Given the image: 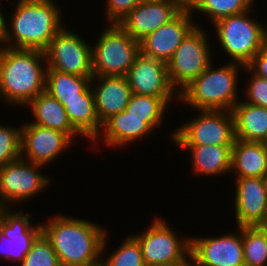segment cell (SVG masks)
Here are the masks:
<instances>
[{"mask_svg":"<svg viewBox=\"0 0 267 266\" xmlns=\"http://www.w3.org/2000/svg\"><path fill=\"white\" fill-rule=\"evenodd\" d=\"M49 221L41 225V233L50 242L61 266H101L99 256L107 245L106 229L66 215Z\"/></svg>","mask_w":267,"mask_h":266,"instance_id":"6da1fadb","label":"cell"},{"mask_svg":"<svg viewBox=\"0 0 267 266\" xmlns=\"http://www.w3.org/2000/svg\"><path fill=\"white\" fill-rule=\"evenodd\" d=\"M44 60V61H43ZM45 52L0 47V96L13 104L27 105L45 91Z\"/></svg>","mask_w":267,"mask_h":266,"instance_id":"7a4b0ae2","label":"cell"},{"mask_svg":"<svg viewBox=\"0 0 267 266\" xmlns=\"http://www.w3.org/2000/svg\"><path fill=\"white\" fill-rule=\"evenodd\" d=\"M17 2L9 24L11 31L5 25L4 44L0 47L45 51L51 40L63 28L60 8L58 9V5L52 0ZM12 40H15V44L8 45Z\"/></svg>","mask_w":267,"mask_h":266,"instance_id":"3957f363","label":"cell"},{"mask_svg":"<svg viewBox=\"0 0 267 266\" xmlns=\"http://www.w3.org/2000/svg\"><path fill=\"white\" fill-rule=\"evenodd\" d=\"M230 64L214 69L210 64L205 71L188 84L181 92H176L175 99L186 102L197 110H225L232 111L237 103L238 94V66ZM178 97V98H177Z\"/></svg>","mask_w":267,"mask_h":266,"instance_id":"277c9868","label":"cell"},{"mask_svg":"<svg viewBox=\"0 0 267 266\" xmlns=\"http://www.w3.org/2000/svg\"><path fill=\"white\" fill-rule=\"evenodd\" d=\"M93 47V76H126L140 54V42L119 24H109Z\"/></svg>","mask_w":267,"mask_h":266,"instance_id":"5b68a950","label":"cell"},{"mask_svg":"<svg viewBox=\"0 0 267 266\" xmlns=\"http://www.w3.org/2000/svg\"><path fill=\"white\" fill-rule=\"evenodd\" d=\"M249 11L231 15L216 21V28L220 45L235 63L247 66L253 57L264 46L267 27L251 20L247 16Z\"/></svg>","mask_w":267,"mask_h":266,"instance_id":"8992f818","label":"cell"},{"mask_svg":"<svg viewBox=\"0 0 267 266\" xmlns=\"http://www.w3.org/2000/svg\"><path fill=\"white\" fill-rule=\"evenodd\" d=\"M178 145H234L235 128L232 111L201 110L200 115L172 133Z\"/></svg>","mask_w":267,"mask_h":266,"instance_id":"52a82bcc","label":"cell"},{"mask_svg":"<svg viewBox=\"0 0 267 266\" xmlns=\"http://www.w3.org/2000/svg\"><path fill=\"white\" fill-rule=\"evenodd\" d=\"M208 40L207 34L197 25L167 62L168 77L175 90L181 86V92L212 64Z\"/></svg>","mask_w":267,"mask_h":266,"instance_id":"ba28073f","label":"cell"},{"mask_svg":"<svg viewBox=\"0 0 267 266\" xmlns=\"http://www.w3.org/2000/svg\"><path fill=\"white\" fill-rule=\"evenodd\" d=\"M163 221L155 218L147 231L133 236L140 245L146 266L174 265L190 255V239L178 240L175 232Z\"/></svg>","mask_w":267,"mask_h":266,"instance_id":"9c48e42d","label":"cell"},{"mask_svg":"<svg viewBox=\"0 0 267 266\" xmlns=\"http://www.w3.org/2000/svg\"><path fill=\"white\" fill-rule=\"evenodd\" d=\"M39 167L43 166L25 157L0 167V213H10L7 203L24 201L46 188L50 179L37 170Z\"/></svg>","mask_w":267,"mask_h":266,"instance_id":"30bf717a","label":"cell"},{"mask_svg":"<svg viewBox=\"0 0 267 266\" xmlns=\"http://www.w3.org/2000/svg\"><path fill=\"white\" fill-rule=\"evenodd\" d=\"M44 52L46 67L82 77H93L91 45L65 26Z\"/></svg>","mask_w":267,"mask_h":266,"instance_id":"8fae6325","label":"cell"},{"mask_svg":"<svg viewBox=\"0 0 267 266\" xmlns=\"http://www.w3.org/2000/svg\"><path fill=\"white\" fill-rule=\"evenodd\" d=\"M186 6L183 0H141L118 24L140 42L174 19Z\"/></svg>","mask_w":267,"mask_h":266,"instance_id":"7c38bea8","label":"cell"},{"mask_svg":"<svg viewBox=\"0 0 267 266\" xmlns=\"http://www.w3.org/2000/svg\"><path fill=\"white\" fill-rule=\"evenodd\" d=\"M126 77L133 94L161 97L167 104L176 96L168 77L167 63L162 60L140 53Z\"/></svg>","mask_w":267,"mask_h":266,"instance_id":"4fadbf2b","label":"cell"},{"mask_svg":"<svg viewBox=\"0 0 267 266\" xmlns=\"http://www.w3.org/2000/svg\"><path fill=\"white\" fill-rule=\"evenodd\" d=\"M192 11L186 6L174 19L140 41V53L167 63L185 37L197 26Z\"/></svg>","mask_w":267,"mask_h":266,"instance_id":"5bb4252c","label":"cell"},{"mask_svg":"<svg viewBox=\"0 0 267 266\" xmlns=\"http://www.w3.org/2000/svg\"><path fill=\"white\" fill-rule=\"evenodd\" d=\"M239 234L228 233L215 238H190V254L198 266H245L242 226Z\"/></svg>","mask_w":267,"mask_h":266,"instance_id":"9a60e30c","label":"cell"},{"mask_svg":"<svg viewBox=\"0 0 267 266\" xmlns=\"http://www.w3.org/2000/svg\"><path fill=\"white\" fill-rule=\"evenodd\" d=\"M30 218L21 212L0 213V253L4 255L3 259L21 263L41 234V225L33 226Z\"/></svg>","mask_w":267,"mask_h":266,"instance_id":"2e32d148","label":"cell"},{"mask_svg":"<svg viewBox=\"0 0 267 266\" xmlns=\"http://www.w3.org/2000/svg\"><path fill=\"white\" fill-rule=\"evenodd\" d=\"M21 128V157L25 153L29 162L42 166L53 161L72 142L66 133L56 129L30 122Z\"/></svg>","mask_w":267,"mask_h":266,"instance_id":"e0dca14e","label":"cell"},{"mask_svg":"<svg viewBox=\"0 0 267 266\" xmlns=\"http://www.w3.org/2000/svg\"><path fill=\"white\" fill-rule=\"evenodd\" d=\"M235 214L238 227L258 226L267 214V178L236 179Z\"/></svg>","mask_w":267,"mask_h":266,"instance_id":"ac0fdd59","label":"cell"},{"mask_svg":"<svg viewBox=\"0 0 267 266\" xmlns=\"http://www.w3.org/2000/svg\"><path fill=\"white\" fill-rule=\"evenodd\" d=\"M95 79L99 83L92 89L97 114L102 124L110 116L125 110L132 92L126 76H93L92 81H96Z\"/></svg>","mask_w":267,"mask_h":266,"instance_id":"d6986e66","label":"cell"},{"mask_svg":"<svg viewBox=\"0 0 267 266\" xmlns=\"http://www.w3.org/2000/svg\"><path fill=\"white\" fill-rule=\"evenodd\" d=\"M163 118H136L125 111L114 114L102 123V133L105 131V143L121 146L131 143L152 132L157 125H161ZM104 129V130H103Z\"/></svg>","mask_w":267,"mask_h":266,"instance_id":"ffe728a7","label":"cell"},{"mask_svg":"<svg viewBox=\"0 0 267 266\" xmlns=\"http://www.w3.org/2000/svg\"><path fill=\"white\" fill-rule=\"evenodd\" d=\"M231 170L236 178H267V145L236 139L232 147Z\"/></svg>","mask_w":267,"mask_h":266,"instance_id":"44dd1931","label":"cell"},{"mask_svg":"<svg viewBox=\"0 0 267 266\" xmlns=\"http://www.w3.org/2000/svg\"><path fill=\"white\" fill-rule=\"evenodd\" d=\"M235 138L246 142H264L267 137V108L237 102L232 109Z\"/></svg>","mask_w":267,"mask_h":266,"instance_id":"7402d4cb","label":"cell"},{"mask_svg":"<svg viewBox=\"0 0 267 266\" xmlns=\"http://www.w3.org/2000/svg\"><path fill=\"white\" fill-rule=\"evenodd\" d=\"M27 105L35 117V121L31 123L62 131L71 139L80 135L71 125L64 106L46 91L37 95Z\"/></svg>","mask_w":267,"mask_h":266,"instance_id":"603a6c76","label":"cell"},{"mask_svg":"<svg viewBox=\"0 0 267 266\" xmlns=\"http://www.w3.org/2000/svg\"><path fill=\"white\" fill-rule=\"evenodd\" d=\"M191 150L194 172L216 175L231 172L233 145H179Z\"/></svg>","mask_w":267,"mask_h":266,"instance_id":"cb8c5ba5","label":"cell"},{"mask_svg":"<svg viewBox=\"0 0 267 266\" xmlns=\"http://www.w3.org/2000/svg\"><path fill=\"white\" fill-rule=\"evenodd\" d=\"M73 128L91 141L100 137L102 124L100 123L93 90L83 99L64 100L63 104Z\"/></svg>","mask_w":267,"mask_h":266,"instance_id":"d4e9b609","label":"cell"},{"mask_svg":"<svg viewBox=\"0 0 267 266\" xmlns=\"http://www.w3.org/2000/svg\"><path fill=\"white\" fill-rule=\"evenodd\" d=\"M92 78L47 67L45 91L63 105L64 100L83 99L92 90Z\"/></svg>","mask_w":267,"mask_h":266,"instance_id":"484cf974","label":"cell"},{"mask_svg":"<svg viewBox=\"0 0 267 266\" xmlns=\"http://www.w3.org/2000/svg\"><path fill=\"white\" fill-rule=\"evenodd\" d=\"M254 0H190L187 6L191 11L198 10L212 19L213 24L225 17L251 10Z\"/></svg>","mask_w":267,"mask_h":266,"instance_id":"4316f807","label":"cell"},{"mask_svg":"<svg viewBox=\"0 0 267 266\" xmlns=\"http://www.w3.org/2000/svg\"><path fill=\"white\" fill-rule=\"evenodd\" d=\"M245 266H267V236L259 226H242Z\"/></svg>","mask_w":267,"mask_h":266,"instance_id":"83f0119b","label":"cell"},{"mask_svg":"<svg viewBox=\"0 0 267 266\" xmlns=\"http://www.w3.org/2000/svg\"><path fill=\"white\" fill-rule=\"evenodd\" d=\"M167 106L161 97L132 93L124 111L136 118H163Z\"/></svg>","mask_w":267,"mask_h":266,"instance_id":"f1b7e54d","label":"cell"},{"mask_svg":"<svg viewBox=\"0 0 267 266\" xmlns=\"http://www.w3.org/2000/svg\"><path fill=\"white\" fill-rule=\"evenodd\" d=\"M101 266H146L138 241L128 237L118 249L113 252Z\"/></svg>","mask_w":267,"mask_h":266,"instance_id":"f546056e","label":"cell"},{"mask_svg":"<svg viewBox=\"0 0 267 266\" xmlns=\"http://www.w3.org/2000/svg\"><path fill=\"white\" fill-rule=\"evenodd\" d=\"M20 265L61 266L56 252L42 233L32 243L29 252L25 255Z\"/></svg>","mask_w":267,"mask_h":266,"instance_id":"4dcf8cb0","label":"cell"},{"mask_svg":"<svg viewBox=\"0 0 267 266\" xmlns=\"http://www.w3.org/2000/svg\"><path fill=\"white\" fill-rule=\"evenodd\" d=\"M21 130L0 124V167L21 157Z\"/></svg>","mask_w":267,"mask_h":266,"instance_id":"1f68e13d","label":"cell"},{"mask_svg":"<svg viewBox=\"0 0 267 266\" xmlns=\"http://www.w3.org/2000/svg\"><path fill=\"white\" fill-rule=\"evenodd\" d=\"M248 86L246 87L247 103L267 108V79L252 73Z\"/></svg>","mask_w":267,"mask_h":266,"instance_id":"d6a6232c","label":"cell"},{"mask_svg":"<svg viewBox=\"0 0 267 266\" xmlns=\"http://www.w3.org/2000/svg\"><path fill=\"white\" fill-rule=\"evenodd\" d=\"M141 0H108L107 19L110 24H118Z\"/></svg>","mask_w":267,"mask_h":266,"instance_id":"836d02e7","label":"cell"},{"mask_svg":"<svg viewBox=\"0 0 267 266\" xmlns=\"http://www.w3.org/2000/svg\"><path fill=\"white\" fill-rule=\"evenodd\" d=\"M243 69L267 79V51L264 48L261 49Z\"/></svg>","mask_w":267,"mask_h":266,"instance_id":"e575fe53","label":"cell"},{"mask_svg":"<svg viewBox=\"0 0 267 266\" xmlns=\"http://www.w3.org/2000/svg\"><path fill=\"white\" fill-rule=\"evenodd\" d=\"M5 17L3 13L0 11V43L2 44L5 36V25L7 24L5 21Z\"/></svg>","mask_w":267,"mask_h":266,"instance_id":"d590c367","label":"cell"},{"mask_svg":"<svg viewBox=\"0 0 267 266\" xmlns=\"http://www.w3.org/2000/svg\"><path fill=\"white\" fill-rule=\"evenodd\" d=\"M191 261H189V260ZM184 259L183 261H181L180 263L174 264V265H167V266H198L195 259L193 258V256L190 254L189 258Z\"/></svg>","mask_w":267,"mask_h":266,"instance_id":"8d00e7d4","label":"cell"},{"mask_svg":"<svg viewBox=\"0 0 267 266\" xmlns=\"http://www.w3.org/2000/svg\"><path fill=\"white\" fill-rule=\"evenodd\" d=\"M260 229L266 234L267 236V214L265 219L258 225Z\"/></svg>","mask_w":267,"mask_h":266,"instance_id":"74e56055","label":"cell"},{"mask_svg":"<svg viewBox=\"0 0 267 266\" xmlns=\"http://www.w3.org/2000/svg\"><path fill=\"white\" fill-rule=\"evenodd\" d=\"M263 48L267 51V35H266V37L264 39V46H263Z\"/></svg>","mask_w":267,"mask_h":266,"instance_id":"f35d334b","label":"cell"},{"mask_svg":"<svg viewBox=\"0 0 267 266\" xmlns=\"http://www.w3.org/2000/svg\"><path fill=\"white\" fill-rule=\"evenodd\" d=\"M186 4L190 1V0H183Z\"/></svg>","mask_w":267,"mask_h":266,"instance_id":"ab89813d","label":"cell"}]
</instances>
